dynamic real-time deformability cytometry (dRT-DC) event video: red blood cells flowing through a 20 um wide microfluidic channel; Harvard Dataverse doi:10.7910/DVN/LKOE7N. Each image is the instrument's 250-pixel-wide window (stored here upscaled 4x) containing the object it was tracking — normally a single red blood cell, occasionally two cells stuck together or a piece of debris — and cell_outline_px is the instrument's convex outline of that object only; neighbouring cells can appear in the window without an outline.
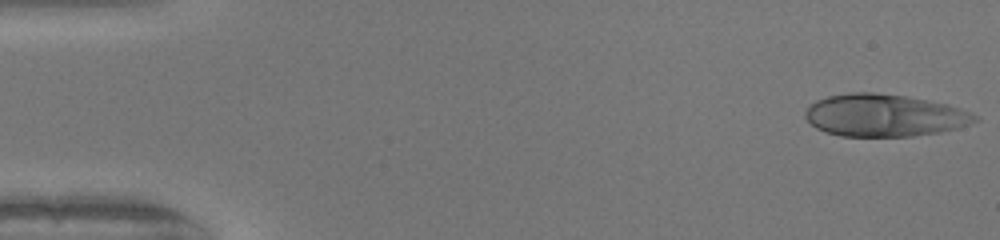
{"species": "human", "species_latin": "Homo sapiens", "temperature_condition": "warm", "stored_images_in_passage": 50, "camera_frame_rate_fps": 3000, "um_per_image_px": 0.085, "donor": {"sex": "female"}, "frame": {"image": 1, "passage_image": 1, "time_ms": 0.0, "image_size_px": [1000, 240], "cell_outline_px": [[980, 120], [956, 128], [940, 132], [912, 136], [840, 136], [824, 132], [816, 128], [804, 116], [804, 112], [808, 104], [816, 100], [828, 96], [848, 92], [872, 92], [904, 96], [948, 104], [972, 112], [980, 116]], "centroid_in_image_um": [75.15, 9.8], "position_along_channel_um": 9.8, "area_um2": 42.08}}
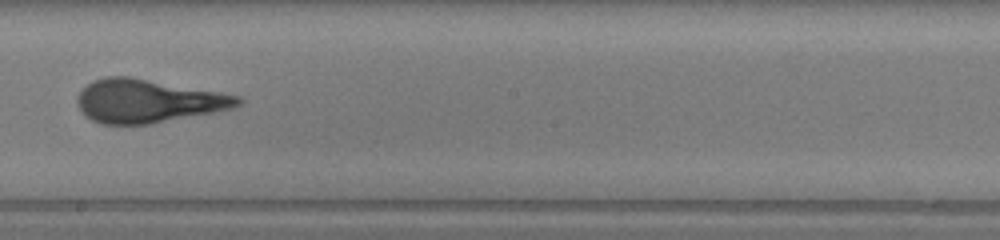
{"frame": {"image": 2, "passage_image": 28, "time_ms": 9.0, "image_size_px": [1000, 240], "cell_outline_px": [[244, 100], [240, 104], [232, 108], [216, 112], [148, 124], [100, 124], [84, 116], [76, 100], [80, 92], [92, 80], [104, 76], [128, 76], [240, 96]], "centroid_in_image_um": [12.54, 8.59], "position_along_channel_um": 235.7, "area_um2": 40.29}}
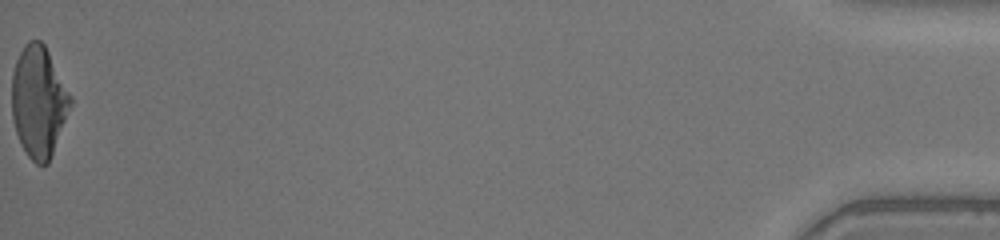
{"frame": {"image": 3, "passage_image": 50, "time_ms": 16.333, "image_size_px": [1000, 240], "cell_outline_px": [[72, 104], [48, 164], [36, 164], [28, 156], [20, 144], [16, 132], [12, 116], [12, 72], [16, 60], [24, 44], [28, 40], [40, 40], [44, 44], [72, 96]], "centroid_in_image_um": [3.28, 8.63], "position_along_channel_um": 431.9, "area_um2": 37.97}, "authors_computed_cell_mechanics": {"area_um2": 40.0843, "velocity_mm_per_s": 4.1189, "shape_relaxation_time_tau1_ms": 7.2774, "shape_relaxation_time_tau2_ms": null, "deformation_change_tau1": 0.3137, "deformation_change_tau2": null}}